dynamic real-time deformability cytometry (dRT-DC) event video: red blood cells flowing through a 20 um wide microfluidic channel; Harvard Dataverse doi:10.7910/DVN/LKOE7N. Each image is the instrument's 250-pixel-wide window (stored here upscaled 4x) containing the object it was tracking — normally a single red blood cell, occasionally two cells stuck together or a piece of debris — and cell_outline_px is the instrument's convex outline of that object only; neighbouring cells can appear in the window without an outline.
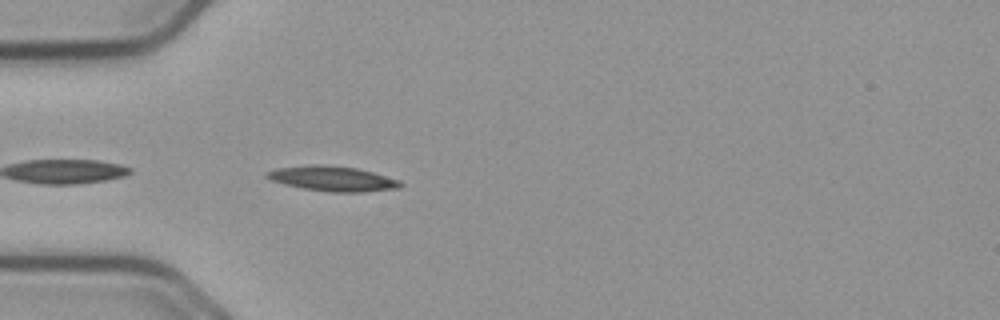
{"species": "common noctule bat (a hibernating species)", "species_latin": "Nyctalus noctula", "temperature_condition": "cold", "stored_images_in_passage": 41, "camera_frame_rate_fps": 3000, "um_per_image_px": 0.085, "animal": {"sex": "male", "body_mass_g": 23.1, "forearm_length_mm": 52.7}, "frame": {"image": 1, "passage_image": 2, "time_ms": 0.333, "image_size_px": [1000, 320], "cell_outline_px": [[404, 184], [400, 188], [364, 192], [332, 192], [304, 188], [284, 184], [272, 180], [264, 176], [264, 172], [276, 168], [312, 164], [324, 164], [356, 168], [372, 172], [400, 180]], "centroid_in_image_um": [28.27, 15.18], "position_along_channel_um": 56.7, "area_um2": 19.54}}
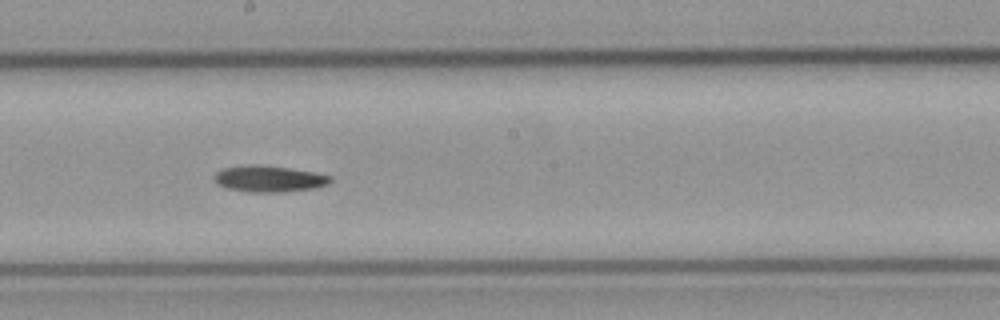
{"frame": {"image": 2, "passage_image": 16, "time_ms": 5.0, "image_size_px": [1000, 320], "cell_outline_px": [[332, 180], [328, 184], [312, 188], [284, 192], [248, 192], [228, 188], [216, 184], [212, 180], [212, 176], [216, 172], [224, 168], [248, 164], [256, 164], [288, 168], [316, 172], [332, 176]], "centroid_in_image_um": [22.83, 15.19], "position_along_channel_um": 225.4, "area_um2": 17.98}}
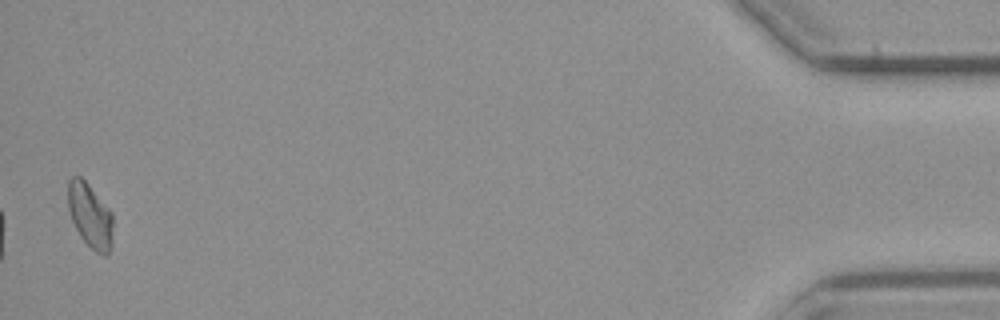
{"frame": {"image": 3, "passage_image": 40, "time_ms": 13.0, "image_size_px": [1000, 320], "cell_outline_px": [[112, 244], [108, 256], [104, 256], [96, 252], [80, 236], [72, 220], [68, 208], [68, 180], [72, 176], [80, 176], [88, 184], [112, 212]], "centroid_in_image_um": [7.66, 18.33], "position_along_channel_um": 427.5, "area_um2": 16.82}}